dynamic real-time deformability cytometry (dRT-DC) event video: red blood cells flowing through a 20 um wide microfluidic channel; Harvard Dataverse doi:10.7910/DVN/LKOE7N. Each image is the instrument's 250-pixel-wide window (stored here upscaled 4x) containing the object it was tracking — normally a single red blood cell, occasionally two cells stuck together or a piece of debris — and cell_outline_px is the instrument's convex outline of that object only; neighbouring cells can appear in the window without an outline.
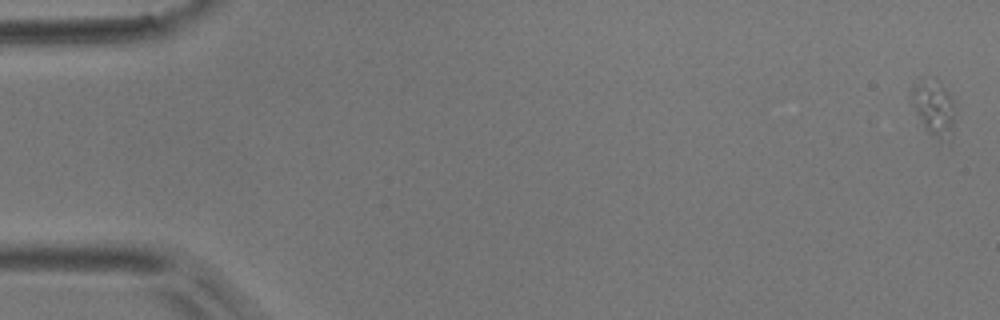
{"species": "common noctule bat (a hibernating species)", "species_latin": "Nyctalus noctula", "temperature_condition": "room temperature", "stored_images_in_passage": 5, "camera_frame_rate_fps": 3000, "um_per_image_px": 0.085, "animal": {"sex": "male", "body_mass_g": 17.9}, "frame": {"image": 1, "passage_image": 1, "time_ms": 0.0, "image_size_px": [1000, 320], "cell_outline_px": [[956, 104], [952, 140], [948, 144], [936, 144], [924, 128], [916, 112], [912, 96], [912, 84], [916, 76], [936, 76], [952, 96]], "centroid_in_image_um": [79.43, 9.19], "position_along_channel_um": 5.6, "area_um2": 15.72}}
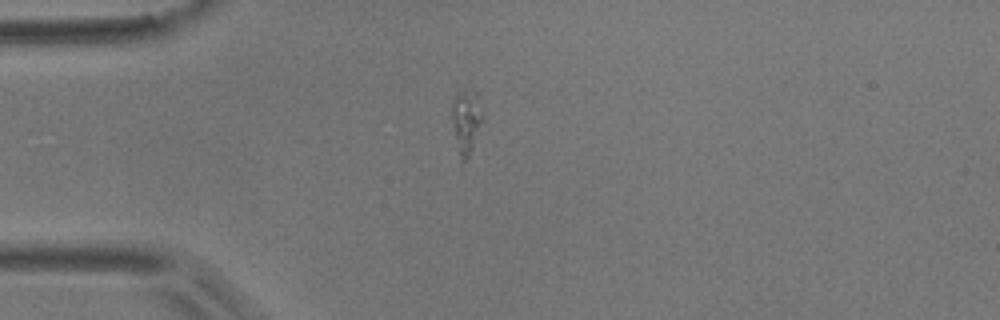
{"frame": {"image": 2, "passage_image": 5, "time_ms": 4.667, "image_size_px": [1000, 320], "cell_outline_px": [[488, 128], [468, 156], [460, 164], [452, 120], [452, 100], [464, 88], [468, 88], [476, 92]], "centroid_in_image_um": [39.74, 10.37], "position_along_channel_um": 45.3, "area_um2": 12.54}}